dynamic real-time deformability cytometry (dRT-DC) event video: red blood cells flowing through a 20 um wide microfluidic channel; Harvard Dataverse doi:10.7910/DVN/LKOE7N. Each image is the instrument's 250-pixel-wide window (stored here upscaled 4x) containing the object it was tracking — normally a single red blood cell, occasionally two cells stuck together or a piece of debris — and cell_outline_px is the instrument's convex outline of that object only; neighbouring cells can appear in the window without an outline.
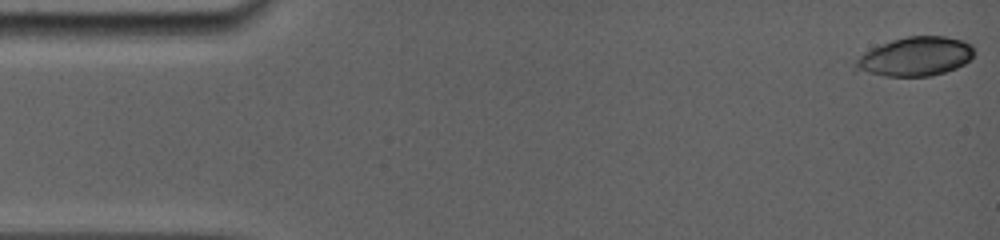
{"species": "common noctule bat (a hibernating species)", "species_latin": "Nyctalus noctula", "temperature_condition": "room temperature", "stored_images_in_passage": 12, "camera_frame_rate_fps": 5000, "um_per_image_px": 0.085, "animal": {"sex": "female", "body_mass_g": 19.0, "forearm_length_mm": 56.7}, "frame": {"image": 1, "passage_image": 1, "time_ms": 0.0, "image_size_px": [1000, 240], "cell_outline_px": [[976, 52], [964, 64], [956, 68], [932, 76], [884, 76], [852, 68], [852, 64], [864, 52], [880, 44], [892, 40], [908, 36], [944, 36], [964, 40], [972, 44]], "centroid_in_image_um": [77.82, 4.8], "position_along_channel_um": 7.2, "area_um2": 27.05}}